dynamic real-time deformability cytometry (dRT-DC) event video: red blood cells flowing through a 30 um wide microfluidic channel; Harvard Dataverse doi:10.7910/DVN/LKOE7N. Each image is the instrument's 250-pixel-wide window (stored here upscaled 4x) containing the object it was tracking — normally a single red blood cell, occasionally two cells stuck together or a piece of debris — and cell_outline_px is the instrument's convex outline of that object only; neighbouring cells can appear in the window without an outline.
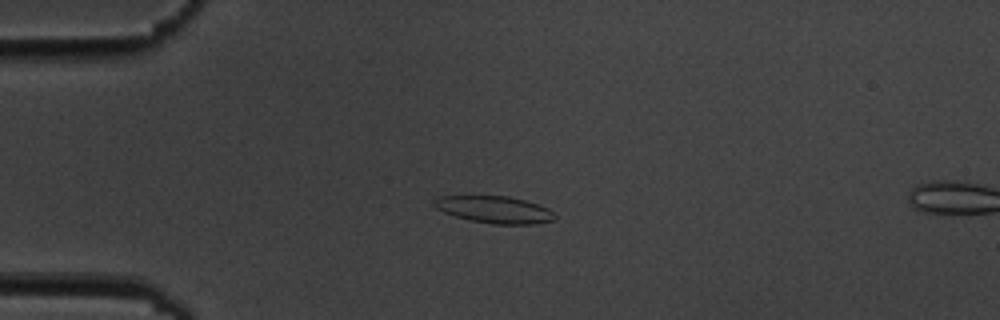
{"species": "common noctule bat (a hibernating species)", "species_latin": "Nyctalus noctula", "temperature_condition": "cold", "stored_images_in_passage": 5, "camera_frame_rate_fps": 3000, "um_per_image_px": 0.085, "animal": {"sex": "male", "body_mass_g": 19.5, "forearm_length_mm": 54.6}, "frame": {"image": 1, "passage_image": 4, "time_ms": 3.333, "image_size_px": [1000, 320], "cell_outline_px": [[556, 220], [536, 224], [492, 224], [468, 220], [444, 212], [436, 208], [432, 204], [432, 200], [440, 196], [508, 196], [524, 200], [548, 208], [556, 216]], "centroid_in_image_um": [42.02, 17.82], "position_along_channel_um": 43.0, "area_um2": 19.07}}